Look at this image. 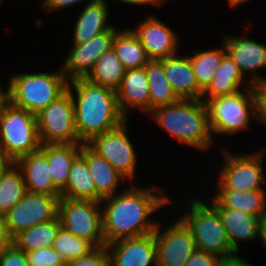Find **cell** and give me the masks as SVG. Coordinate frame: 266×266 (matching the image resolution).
<instances>
[{"mask_svg":"<svg viewBox=\"0 0 266 266\" xmlns=\"http://www.w3.org/2000/svg\"><path fill=\"white\" fill-rule=\"evenodd\" d=\"M174 218L175 221L169 222L165 229L159 220L154 231L157 266H185L197 250L189 228L179 217Z\"/></svg>","mask_w":266,"mask_h":266,"instance_id":"4fadbf2b","label":"cell"},{"mask_svg":"<svg viewBox=\"0 0 266 266\" xmlns=\"http://www.w3.org/2000/svg\"><path fill=\"white\" fill-rule=\"evenodd\" d=\"M16 164L21 169L28 192L60 196V191L53 184L47 145H41L39 150L19 158Z\"/></svg>","mask_w":266,"mask_h":266,"instance_id":"d6986e66","label":"cell"},{"mask_svg":"<svg viewBox=\"0 0 266 266\" xmlns=\"http://www.w3.org/2000/svg\"><path fill=\"white\" fill-rule=\"evenodd\" d=\"M83 1V3L87 4L88 3H92L95 0H43L41 1L40 7L41 9H43L44 11H46L45 13H54L55 11H61L62 9H66L75 5H78L79 3H81ZM87 1V2H86Z\"/></svg>","mask_w":266,"mask_h":266,"instance_id":"f35d334b","label":"cell"},{"mask_svg":"<svg viewBox=\"0 0 266 266\" xmlns=\"http://www.w3.org/2000/svg\"><path fill=\"white\" fill-rule=\"evenodd\" d=\"M53 248L67 263L88 255L96 247L90 241L77 237L61 227L56 235Z\"/></svg>","mask_w":266,"mask_h":266,"instance_id":"836d02e7","label":"cell"},{"mask_svg":"<svg viewBox=\"0 0 266 266\" xmlns=\"http://www.w3.org/2000/svg\"><path fill=\"white\" fill-rule=\"evenodd\" d=\"M12 245V238L9 236L5 226L4 217L0 215V252Z\"/></svg>","mask_w":266,"mask_h":266,"instance_id":"7bdbcfd3","label":"cell"},{"mask_svg":"<svg viewBox=\"0 0 266 266\" xmlns=\"http://www.w3.org/2000/svg\"><path fill=\"white\" fill-rule=\"evenodd\" d=\"M60 198L27 191L3 216L9 236L13 239L24 230L54 219L58 214Z\"/></svg>","mask_w":266,"mask_h":266,"instance_id":"7c38bea8","label":"cell"},{"mask_svg":"<svg viewBox=\"0 0 266 266\" xmlns=\"http://www.w3.org/2000/svg\"><path fill=\"white\" fill-rule=\"evenodd\" d=\"M189 57L198 87L204 91L211 83L222 58L227 54L225 45L212 49L195 50Z\"/></svg>","mask_w":266,"mask_h":266,"instance_id":"d6a6232c","label":"cell"},{"mask_svg":"<svg viewBox=\"0 0 266 266\" xmlns=\"http://www.w3.org/2000/svg\"><path fill=\"white\" fill-rule=\"evenodd\" d=\"M227 54L238 66L244 77L252 85L265 83L266 77L259 70L266 67V45L251 38L239 35H221ZM250 74L247 75L246 74ZM261 75V76H260Z\"/></svg>","mask_w":266,"mask_h":266,"instance_id":"2e32d148","label":"cell"},{"mask_svg":"<svg viewBox=\"0 0 266 266\" xmlns=\"http://www.w3.org/2000/svg\"><path fill=\"white\" fill-rule=\"evenodd\" d=\"M144 71L149 84L150 111L181 100L171 87L161 60H149L144 66Z\"/></svg>","mask_w":266,"mask_h":266,"instance_id":"4316f807","label":"cell"},{"mask_svg":"<svg viewBox=\"0 0 266 266\" xmlns=\"http://www.w3.org/2000/svg\"><path fill=\"white\" fill-rule=\"evenodd\" d=\"M229 148L220 146L222 166L217 170L216 189L236 191L266 190V174L264 157L266 148H258L252 152L232 153ZM256 151V152H255Z\"/></svg>","mask_w":266,"mask_h":266,"instance_id":"52a82bcc","label":"cell"},{"mask_svg":"<svg viewBox=\"0 0 266 266\" xmlns=\"http://www.w3.org/2000/svg\"><path fill=\"white\" fill-rule=\"evenodd\" d=\"M116 96L119 110L126 119L135 108L142 114L150 112L149 84L144 67L126 70Z\"/></svg>","mask_w":266,"mask_h":266,"instance_id":"ac0fdd59","label":"cell"},{"mask_svg":"<svg viewBox=\"0 0 266 266\" xmlns=\"http://www.w3.org/2000/svg\"><path fill=\"white\" fill-rule=\"evenodd\" d=\"M214 193L207 201L215 208L236 209L259 218L266 213V190L215 189Z\"/></svg>","mask_w":266,"mask_h":266,"instance_id":"603a6c76","label":"cell"},{"mask_svg":"<svg viewBox=\"0 0 266 266\" xmlns=\"http://www.w3.org/2000/svg\"><path fill=\"white\" fill-rule=\"evenodd\" d=\"M61 198L96 201V186L87 162L79 155L71 165Z\"/></svg>","mask_w":266,"mask_h":266,"instance_id":"484cf974","label":"cell"},{"mask_svg":"<svg viewBox=\"0 0 266 266\" xmlns=\"http://www.w3.org/2000/svg\"><path fill=\"white\" fill-rule=\"evenodd\" d=\"M4 90L3 86H0V115L3 107L8 102V88H4Z\"/></svg>","mask_w":266,"mask_h":266,"instance_id":"f6af8a7d","label":"cell"},{"mask_svg":"<svg viewBox=\"0 0 266 266\" xmlns=\"http://www.w3.org/2000/svg\"><path fill=\"white\" fill-rule=\"evenodd\" d=\"M106 3H108L107 0H104ZM115 1H118L119 3H124V4H127V5H131V6H141L142 8L145 7V6H155L156 9L157 8H162V6H166L164 5L166 2H168L167 0H115Z\"/></svg>","mask_w":266,"mask_h":266,"instance_id":"b9f144b4","label":"cell"},{"mask_svg":"<svg viewBox=\"0 0 266 266\" xmlns=\"http://www.w3.org/2000/svg\"><path fill=\"white\" fill-rule=\"evenodd\" d=\"M61 228V222L57 215L54 219L35 225L28 230H24L12 239V244L25 253L51 247L54 245L56 235Z\"/></svg>","mask_w":266,"mask_h":266,"instance_id":"4dcf8cb0","label":"cell"},{"mask_svg":"<svg viewBox=\"0 0 266 266\" xmlns=\"http://www.w3.org/2000/svg\"><path fill=\"white\" fill-rule=\"evenodd\" d=\"M258 240L266 248V213H264L259 219V236Z\"/></svg>","mask_w":266,"mask_h":266,"instance_id":"ee69618b","label":"cell"},{"mask_svg":"<svg viewBox=\"0 0 266 266\" xmlns=\"http://www.w3.org/2000/svg\"><path fill=\"white\" fill-rule=\"evenodd\" d=\"M163 131L181 144L202 153L211 149L213 140L206 104L203 100L181 99L158 107L147 114Z\"/></svg>","mask_w":266,"mask_h":266,"instance_id":"3957f363","label":"cell"},{"mask_svg":"<svg viewBox=\"0 0 266 266\" xmlns=\"http://www.w3.org/2000/svg\"><path fill=\"white\" fill-rule=\"evenodd\" d=\"M66 266H111L108 249L106 245L96 247L88 255L67 262Z\"/></svg>","mask_w":266,"mask_h":266,"instance_id":"d590c367","label":"cell"},{"mask_svg":"<svg viewBox=\"0 0 266 266\" xmlns=\"http://www.w3.org/2000/svg\"><path fill=\"white\" fill-rule=\"evenodd\" d=\"M136 24L131 29L138 36L149 60H162L180 53L179 34L161 21V18L151 13Z\"/></svg>","mask_w":266,"mask_h":266,"instance_id":"9a60e30c","label":"cell"},{"mask_svg":"<svg viewBox=\"0 0 266 266\" xmlns=\"http://www.w3.org/2000/svg\"><path fill=\"white\" fill-rule=\"evenodd\" d=\"M219 256L197 249L186 262L185 266H217Z\"/></svg>","mask_w":266,"mask_h":266,"instance_id":"74e56055","label":"cell"},{"mask_svg":"<svg viewBox=\"0 0 266 266\" xmlns=\"http://www.w3.org/2000/svg\"><path fill=\"white\" fill-rule=\"evenodd\" d=\"M80 156L87 162L96 186V201L120 193V184L125 178L103 157L94 152L87 144L81 147ZM118 188L120 191H118Z\"/></svg>","mask_w":266,"mask_h":266,"instance_id":"44dd1931","label":"cell"},{"mask_svg":"<svg viewBox=\"0 0 266 266\" xmlns=\"http://www.w3.org/2000/svg\"><path fill=\"white\" fill-rule=\"evenodd\" d=\"M83 144H47V159L54 186L61 192L67 183L74 160Z\"/></svg>","mask_w":266,"mask_h":266,"instance_id":"83f0119b","label":"cell"},{"mask_svg":"<svg viewBox=\"0 0 266 266\" xmlns=\"http://www.w3.org/2000/svg\"><path fill=\"white\" fill-rule=\"evenodd\" d=\"M121 60L118 58L113 48L101 55L95 63L93 70L86 77L89 81L117 90L125 75Z\"/></svg>","mask_w":266,"mask_h":266,"instance_id":"1f68e13d","label":"cell"},{"mask_svg":"<svg viewBox=\"0 0 266 266\" xmlns=\"http://www.w3.org/2000/svg\"><path fill=\"white\" fill-rule=\"evenodd\" d=\"M257 97L258 124L266 126V82L254 85Z\"/></svg>","mask_w":266,"mask_h":266,"instance_id":"ab89813d","label":"cell"},{"mask_svg":"<svg viewBox=\"0 0 266 266\" xmlns=\"http://www.w3.org/2000/svg\"><path fill=\"white\" fill-rule=\"evenodd\" d=\"M111 266H157L154 232L106 245Z\"/></svg>","mask_w":266,"mask_h":266,"instance_id":"e0dca14e","label":"cell"},{"mask_svg":"<svg viewBox=\"0 0 266 266\" xmlns=\"http://www.w3.org/2000/svg\"><path fill=\"white\" fill-rule=\"evenodd\" d=\"M112 48L126 70L144 67L149 61L145 49L131 27L121 28L116 32Z\"/></svg>","mask_w":266,"mask_h":266,"instance_id":"f1b7e54d","label":"cell"},{"mask_svg":"<svg viewBox=\"0 0 266 266\" xmlns=\"http://www.w3.org/2000/svg\"><path fill=\"white\" fill-rule=\"evenodd\" d=\"M209 126L215 135L233 136L247 131L250 122L258 123L257 97L254 85L234 94L209 98L206 102Z\"/></svg>","mask_w":266,"mask_h":266,"instance_id":"5b68a950","label":"cell"},{"mask_svg":"<svg viewBox=\"0 0 266 266\" xmlns=\"http://www.w3.org/2000/svg\"><path fill=\"white\" fill-rule=\"evenodd\" d=\"M27 192L20 167L7 162L0 171V215L4 216Z\"/></svg>","mask_w":266,"mask_h":266,"instance_id":"f546056e","label":"cell"},{"mask_svg":"<svg viewBox=\"0 0 266 266\" xmlns=\"http://www.w3.org/2000/svg\"><path fill=\"white\" fill-rule=\"evenodd\" d=\"M67 91L74 102L77 134L84 144L126 120L119 110L116 91L113 89L87 78H77L68 81Z\"/></svg>","mask_w":266,"mask_h":266,"instance_id":"7a4b0ae2","label":"cell"},{"mask_svg":"<svg viewBox=\"0 0 266 266\" xmlns=\"http://www.w3.org/2000/svg\"><path fill=\"white\" fill-rule=\"evenodd\" d=\"M57 215L64 230L90 241L95 247L105 246L101 202L60 198Z\"/></svg>","mask_w":266,"mask_h":266,"instance_id":"30bf717a","label":"cell"},{"mask_svg":"<svg viewBox=\"0 0 266 266\" xmlns=\"http://www.w3.org/2000/svg\"><path fill=\"white\" fill-rule=\"evenodd\" d=\"M29 266H66L65 260L53 246L43 247L26 253Z\"/></svg>","mask_w":266,"mask_h":266,"instance_id":"e575fe53","label":"cell"},{"mask_svg":"<svg viewBox=\"0 0 266 266\" xmlns=\"http://www.w3.org/2000/svg\"><path fill=\"white\" fill-rule=\"evenodd\" d=\"M187 209L177 215L189 228L197 249L215 254L219 257L232 253L226 229L223 226L219 211L201 198H190ZM183 215L181 216V214Z\"/></svg>","mask_w":266,"mask_h":266,"instance_id":"ba28073f","label":"cell"},{"mask_svg":"<svg viewBox=\"0 0 266 266\" xmlns=\"http://www.w3.org/2000/svg\"><path fill=\"white\" fill-rule=\"evenodd\" d=\"M0 266H29L26 253L13 244L0 252Z\"/></svg>","mask_w":266,"mask_h":266,"instance_id":"8d00e7d4","label":"cell"},{"mask_svg":"<svg viewBox=\"0 0 266 266\" xmlns=\"http://www.w3.org/2000/svg\"><path fill=\"white\" fill-rule=\"evenodd\" d=\"M118 27L113 25L107 31L94 36L83 44H72L67 53L61 71L68 81L86 78L93 70L98 58L112 48V42Z\"/></svg>","mask_w":266,"mask_h":266,"instance_id":"5bb4252c","label":"cell"},{"mask_svg":"<svg viewBox=\"0 0 266 266\" xmlns=\"http://www.w3.org/2000/svg\"><path fill=\"white\" fill-rule=\"evenodd\" d=\"M176 54L162 59L165 75L180 99L202 100L203 91L198 87L189 55Z\"/></svg>","mask_w":266,"mask_h":266,"instance_id":"ffe728a7","label":"cell"},{"mask_svg":"<svg viewBox=\"0 0 266 266\" xmlns=\"http://www.w3.org/2000/svg\"><path fill=\"white\" fill-rule=\"evenodd\" d=\"M238 251L221 256L218 260L217 266H254L247 259L240 255Z\"/></svg>","mask_w":266,"mask_h":266,"instance_id":"60d3db41","label":"cell"},{"mask_svg":"<svg viewBox=\"0 0 266 266\" xmlns=\"http://www.w3.org/2000/svg\"><path fill=\"white\" fill-rule=\"evenodd\" d=\"M7 163V161L3 160L0 158V171L2 169V167Z\"/></svg>","mask_w":266,"mask_h":266,"instance_id":"7dc6e473","label":"cell"},{"mask_svg":"<svg viewBox=\"0 0 266 266\" xmlns=\"http://www.w3.org/2000/svg\"><path fill=\"white\" fill-rule=\"evenodd\" d=\"M124 187L120 193L100 201L105 245L153 233L159 220H152L150 216L163 207L175 205L174 199L159 185L129 184Z\"/></svg>","mask_w":266,"mask_h":266,"instance_id":"6da1fadb","label":"cell"},{"mask_svg":"<svg viewBox=\"0 0 266 266\" xmlns=\"http://www.w3.org/2000/svg\"><path fill=\"white\" fill-rule=\"evenodd\" d=\"M252 84L243 76L238 66L226 54L214 74L210 85L203 91L202 100L234 94L242 89L250 88Z\"/></svg>","mask_w":266,"mask_h":266,"instance_id":"cb8c5ba5","label":"cell"},{"mask_svg":"<svg viewBox=\"0 0 266 266\" xmlns=\"http://www.w3.org/2000/svg\"><path fill=\"white\" fill-rule=\"evenodd\" d=\"M108 4L104 0H95L81 7L74 25L72 44H83L90 41L94 36L113 26L108 21L111 14Z\"/></svg>","mask_w":266,"mask_h":266,"instance_id":"7402d4cb","label":"cell"},{"mask_svg":"<svg viewBox=\"0 0 266 266\" xmlns=\"http://www.w3.org/2000/svg\"><path fill=\"white\" fill-rule=\"evenodd\" d=\"M40 148L36 114L8 101L0 115V158L16 162Z\"/></svg>","mask_w":266,"mask_h":266,"instance_id":"8992f818","label":"cell"},{"mask_svg":"<svg viewBox=\"0 0 266 266\" xmlns=\"http://www.w3.org/2000/svg\"><path fill=\"white\" fill-rule=\"evenodd\" d=\"M68 80L61 69L53 72L13 73L8 79V101L37 114L67 91Z\"/></svg>","mask_w":266,"mask_h":266,"instance_id":"277c9868","label":"cell"},{"mask_svg":"<svg viewBox=\"0 0 266 266\" xmlns=\"http://www.w3.org/2000/svg\"><path fill=\"white\" fill-rule=\"evenodd\" d=\"M129 119L116 128L94 136L86 143L99 156L105 158L126 180L135 181L137 152L128 134Z\"/></svg>","mask_w":266,"mask_h":266,"instance_id":"8fae6325","label":"cell"},{"mask_svg":"<svg viewBox=\"0 0 266 266\" xmlns=\"http://www.w3.org/2000/svg\"><path fill=\"white\" fill-rule=\"evenodd\" d=\"M216 209L219 211L230 245L235 251L239 252L241 242L253 240L258 242L259 217L236 209Z\"/></svg>","mask_w":266,"mask_h":266,"instance_id":"d4e9b609","label":"cell"},{"mask_svg":"<svg viewBox=\"0 0 266 266\" xmlns=\"http://www.w3.org/2000/svg\"><path fill=\"white\" fill-rule=\"evenodd\" d=\"M36 121L41 145L84 144L77 134L74 102L68 91L40 110Z\"/></svg>","mask_w":266,"mask_h":266,"instance_id":"9c48e42d","label":"cell"},{"mask_svg":"<svg viewBox=\"0 0 266 266\" xmlns=\"http://www.w3.org/2000/svg\"><path fill=\"white\" fill-rule=\"evenodd\" d=\"M226 1L228 3L229 7L233 8V10H234V7L236 8L239 5L241 6L244 3L250 2V0H226Z\"/></svg>","mask_w":266,"mask_h":266,"instance_id":"bcb514c9","label":"cell"}]
</instances>
